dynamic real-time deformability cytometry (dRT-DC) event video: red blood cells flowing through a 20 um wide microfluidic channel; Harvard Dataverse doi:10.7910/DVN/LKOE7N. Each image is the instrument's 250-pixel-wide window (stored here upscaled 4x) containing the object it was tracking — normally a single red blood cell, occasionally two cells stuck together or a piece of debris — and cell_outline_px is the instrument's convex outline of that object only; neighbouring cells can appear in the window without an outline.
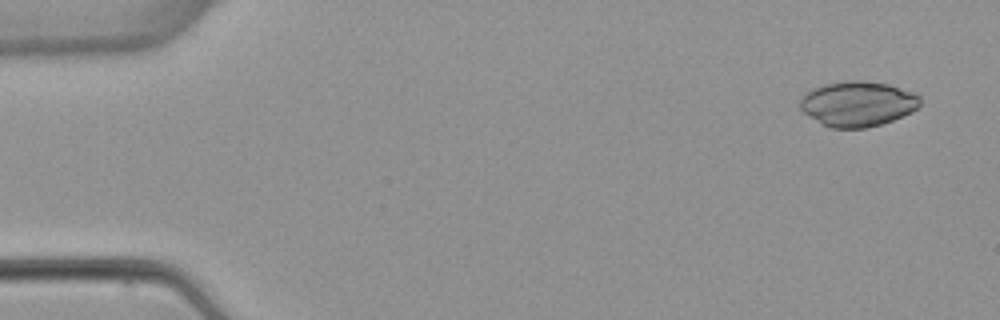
{"species": "common noctule bat (a hibernating species)", "species_latin": "Nyctalus noctula", "temperature_condition": "warm", "stored_images_in_passage": 4, "camera_frame_rate_fps": 3000, "um_per_image_px": 0.085, "animal": {"sex": "female", "body_mass_g": 22.7, "forearm_length_mm": 54.2}, "frame": {"image": 1, "passage_image": 1, "time_ms": 0.0, "image_size_px": [1000, 320], "cell_outline_px": [[920, 104], [912, 112], [892, 120], [868, 128], [832, 128], [824, 124], [804, 112], [800, 108], [800, 100], [812, 88], [824, 84], [844, 80], [864, 80], [888, 84], [912, 92], [920, 96]], "centroid_in_image_um": [72.92, 8.81], "position_along_channel_um": 12.1, "area_um2": 31.39}}
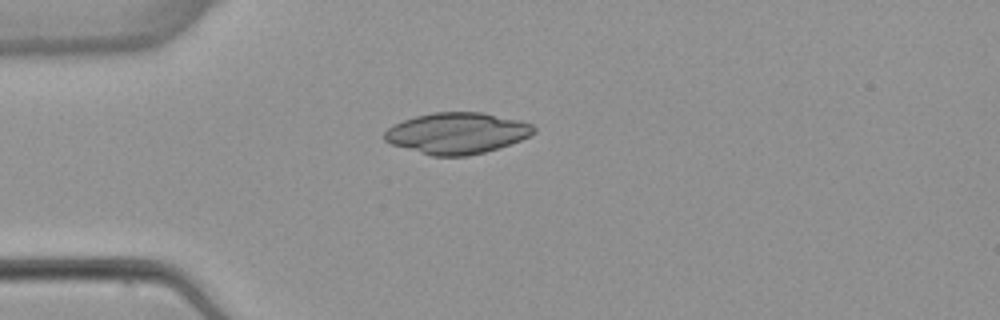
{"frame": {"image": 2, "passage_image": 4, "time_ms": 3.667, "image_size_px": [1000, 320], "cell_outline_px": [[536, 132], [520, 140], [484, 152], [468, 156], [432, 156], [392, 144], [384, 140], [384, 132], [392, 124], [416, 116], [432, 112], [484, 112], [520, 120], [532, 124], [536, 128]], "centroid_in_image_um": [38.84, 11.31], "position_along_channel_um": 46.2, "area_um2": 35.78}}